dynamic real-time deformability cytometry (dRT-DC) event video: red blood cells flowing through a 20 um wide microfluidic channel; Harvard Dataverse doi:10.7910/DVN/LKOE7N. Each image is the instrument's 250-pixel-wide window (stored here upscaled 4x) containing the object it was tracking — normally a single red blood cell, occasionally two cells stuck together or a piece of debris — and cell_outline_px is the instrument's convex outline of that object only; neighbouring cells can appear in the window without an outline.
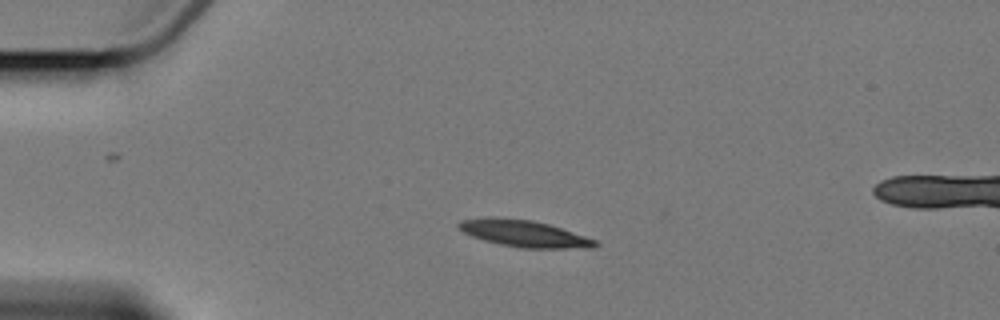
{"species": "Egyptian fruit bat (a non-hibernating species)", "species_latin": "Rousettus aegyptiacus", "temperature_condition": "cold", "stored_images_in_passage": 4, "camera_frame_rate_fps": 3000, "um_per_image_px": 0.085, "animal": {"sex": "female"}, "frame": {"image": 1, "passage_image": 2, "time_ms": 2.333, "image_size_px": [1000, 320], "cell_outline_px": [[600, 244], [592, 248], [520, 248], [500, 244], [484, 240], [472, 236], [464, 232], [456, 224], [460, 220], [492, 216], [532, 220], [548, 224], [596, 240]], "centroid_in_image_um": [44.52, 19.84], "position_along_channel_um": 40.5, "area_um2": 21.15}}